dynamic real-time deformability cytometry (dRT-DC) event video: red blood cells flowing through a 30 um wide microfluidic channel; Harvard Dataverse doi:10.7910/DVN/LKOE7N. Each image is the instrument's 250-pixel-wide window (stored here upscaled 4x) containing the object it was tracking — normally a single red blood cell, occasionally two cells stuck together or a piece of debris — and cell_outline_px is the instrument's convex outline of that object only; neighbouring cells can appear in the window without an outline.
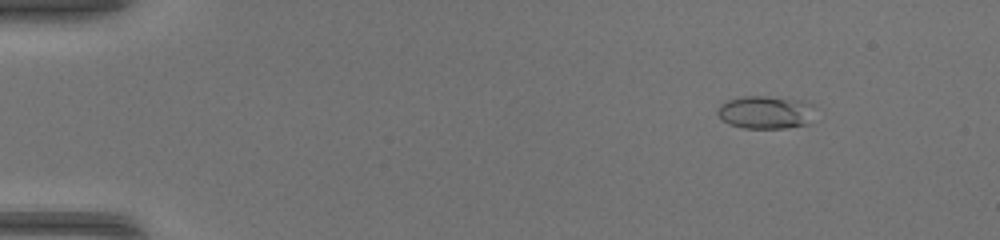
{"species": "common noctule bat (a hibernating species)", "species_latin": "Nyctalus noctula", "temperature_condition": "warm", "stored_images_in_passage": 42, "camera_frame_rate_fps": 3000, "um_per_image_px": 0.085, "animal": {"sex": "female", "body_mass_g": 17.0, "forearm_length_mm": 48.0}, "frame": {"image": 1, "passage_image": 2, "time_ms": 0.333, "image_size_px": [1000, 240], "cell_outline_px": [[808, 124], [784, 128], [744, 128], [728, 124], [716, 112], [720, 104], [728, 100], [740, 96], [768, 96], [800, 100], [804, 104]], "centroid_in_image_um": [64.87, 9.54], "position_along_channel_um": 20.1, "area_um2": 17.8}}
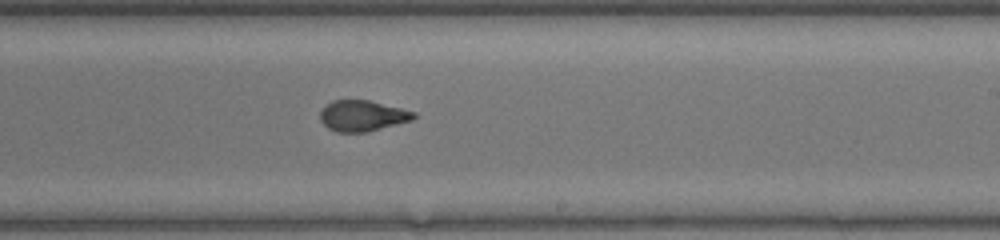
{"frame": {"image": 2, "passage_image": 25, "time_ms": 8.0, "image_size_px": [1000, 240], "cell_outline_px": [[416, 116], [412, 120], [368, 132], [336, 132], [328, 128], [320, 120], [320, 112], [332, 100], [368, 100], [416, 112]], "centroid_in_image_um": [30.81, 9.85], "position_along_channel_um": 258.2, "area_um2": 16.7}}
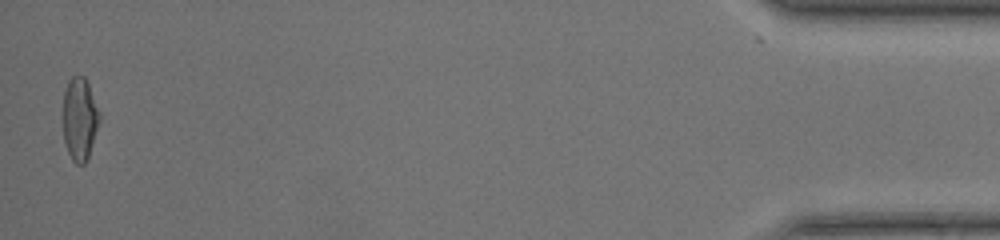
{"frame": {"image": 3, "passage_image": 42, "time_ms": 13.667, "image_size_px": [1000, 240], "cell_outline_px": [[100, 120], [88, 160], [84, 164], [76, 164], [72, 160], [68, 152], [64, 140], [64, 92], [68, 80], [72, 76], [84, 76], [88, 84], [100, 112]], "centroid_in_image_um": [6.79, 10.13], "position_along_channel_um": 428.4, "area_um2": 17.57}}